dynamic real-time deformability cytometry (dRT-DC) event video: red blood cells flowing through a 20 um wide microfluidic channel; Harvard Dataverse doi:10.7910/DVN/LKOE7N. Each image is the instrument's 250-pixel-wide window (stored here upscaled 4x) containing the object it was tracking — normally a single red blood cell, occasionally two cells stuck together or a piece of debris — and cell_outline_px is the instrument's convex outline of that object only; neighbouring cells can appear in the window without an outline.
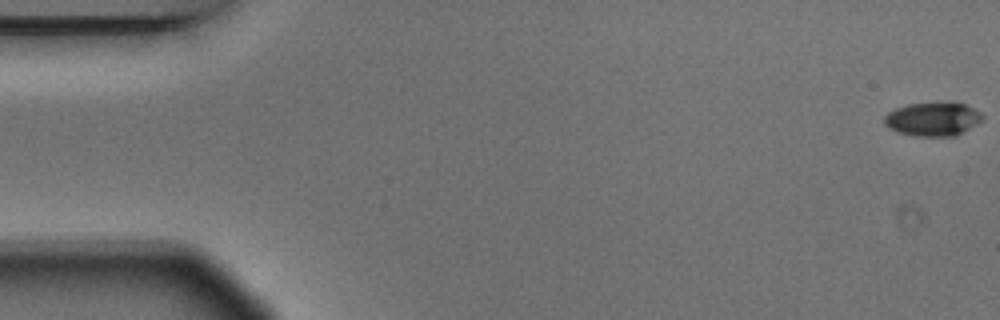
{"species": "Egyptian fruit bat (a non-hibernating species)", "species_latin": "Rousettus aegyptiacus", "temperature_condition": "warm", "stored_images_in_passage": 7, "camera_frame_rate_fps": 3000, "um_per_image_px": 0.085, "animal": {"sex": "male"}, "frame": {"image": 1, "passage_image": 1, "time_ms": 0.0, "image_size_px": [1000, 320], "cell_outline_px": [[984, 116], [976, 124], [956, 136], [916, 136], [896, 132], [888, 128], [884, 124], [884, 116], [888, 112], [896, 108], [908, 104], [952, 100], [956, 100], [980, 112]], "centroid_in_image_um": [79.27, 10.09], "position_along_channel_um": 5.7, "area_um2": 19.71}}
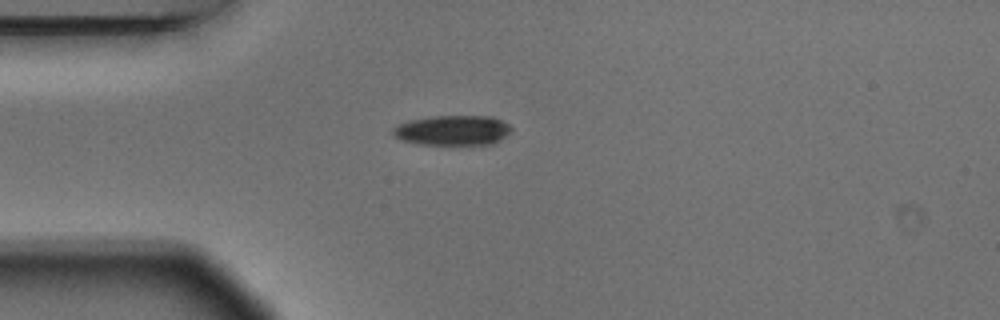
{"frame": {"image": 2, "passage_image": 5, "time_ms": 1.333, "image_size_px": [1000, 320], "cell_outline_px": [[512, 132], [500, 140], [492, 144], [416, 144], [400, 140], [392, 136], [392, 128], [408, 120], [432, 116], [492, 116], [508, 124], [512, 128]], "centroid_in_image_um": [38.45, 11.08], "position_along_channel_um": 46.5, "area_um2": 20.87}}
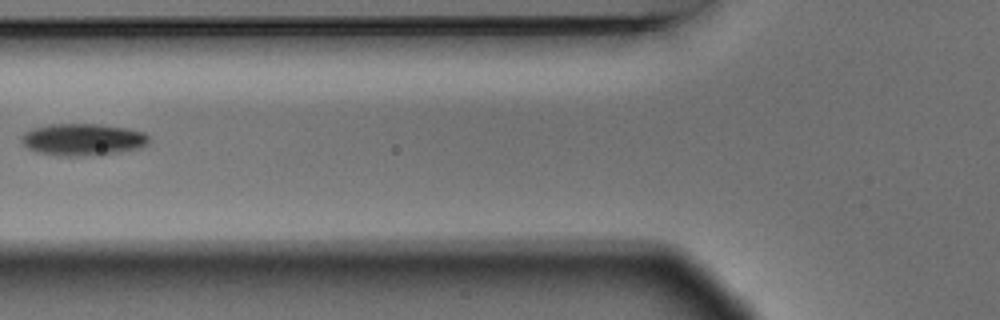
{"frame": {"image": 3, "passage_image": 7, "time_ms": 2.0, "image_size_px": [1000, 320], "cell_outline_px": [[148, 140], [140, 148], [116, 152], [76, 156], [56, 156], [36, 152], [28, 148], [20, 140], [20, 136], [24, 132], [32, 128], [48, 124], [100, 124], [124, 128], [144, 132], [148, 136]], "centroid_in_image_um": [6.95, 11.85], "position_along_channel_um": 118.9, "area_um2": 23.58}}